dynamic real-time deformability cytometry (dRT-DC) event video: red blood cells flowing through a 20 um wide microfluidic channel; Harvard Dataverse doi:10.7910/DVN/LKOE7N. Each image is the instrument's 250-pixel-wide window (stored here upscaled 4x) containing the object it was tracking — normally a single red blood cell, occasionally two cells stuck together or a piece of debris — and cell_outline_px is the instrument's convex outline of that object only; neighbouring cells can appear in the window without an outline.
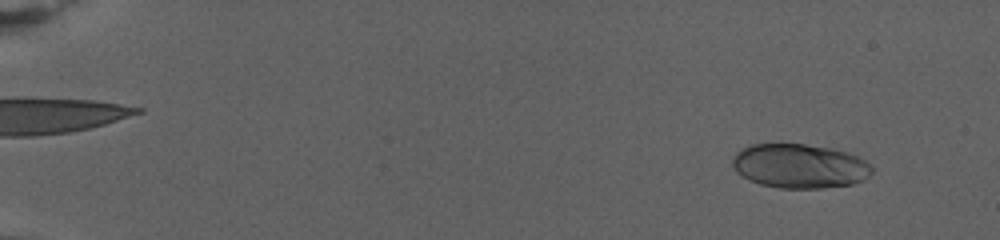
{"species": "human", "species_latin": "Homo sapiens", "temperature_condition": "warm", "stored_images_in_passage": 15, "camera_frame_rate_fps": 3000, "um_per_image_px": 0.085, "donor": {"sex": "female"}, "frame": {"image": 1, "passage_image": 3, "time_ms": 0.667, "image_size_px": [1000, 240], "cell_outline_px": [[872, 172], [864, 180], [852, 184], [824, 188], [780, 188], [760, 184], [736, 172], [732, 164], [732, 160], [736, 152], [752, 144], [804, 144], [832, 148], [856, 156], [864, 160], [872, 168]], "centroid_in_image_um": [67.97, 14.12], "position_along_channel_um": 17.0, "area_um2": 35.72}}